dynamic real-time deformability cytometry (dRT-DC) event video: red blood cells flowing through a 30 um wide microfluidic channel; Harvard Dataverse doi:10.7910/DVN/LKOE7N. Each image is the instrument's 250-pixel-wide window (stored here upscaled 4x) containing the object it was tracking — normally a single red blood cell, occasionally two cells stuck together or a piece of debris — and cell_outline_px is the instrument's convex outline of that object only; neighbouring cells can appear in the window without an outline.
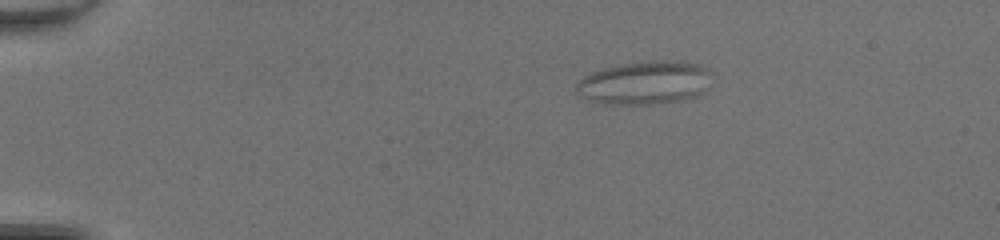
{"species": "common noctule bat (a hibernating species)", "species_latin": "Nyctalus noctula", "temperature_condition": "room temperature", "stored_images_in_passage": 41, "camera_frame_rate_fps": 3000, "um_per_image_px": 0.085, "animal": {"sex": "female", "body_mass_g": 20.0, "forearm_length_mm": 54.0}, "frame": {"image": 1, "passage_image": 1, "time_ms": 0.0, "image_size_px": [1000, 240], "cell_outline_px": [[716, 76], [708, 92], [684, 100], [660, 104], [608, 104], [592, 100], [580, 96], [576, 92], [576, 84], [584, 76], [592, 72], [604, 68], [620, 64], [648, 60], [680, 60], [700, 64], [708, 68]], "centroid_in_image_um": [54.96, 7.02], "position_along_channel_um": 30.0, "area_um2": 35.32}}
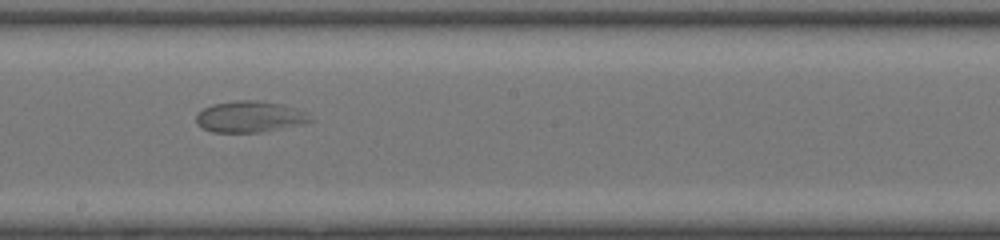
{"frame": {"image": 2, "passage_image": 21, "time_ms": 6.667, "image_size_px": [1000, 240], "cell_outline_px": [[312, 120], [300, 124], [260, 132], [212, 132], [196, 124], [196, 112], [212, 104], [236, 100], [260, 100], [280, 104], [296, 108], [308, 112], [312, 116]], "centroid_in_image_um": [21.21, 9.91], "position_along_channel_um": 227.0, "area_um2": 20.81}}
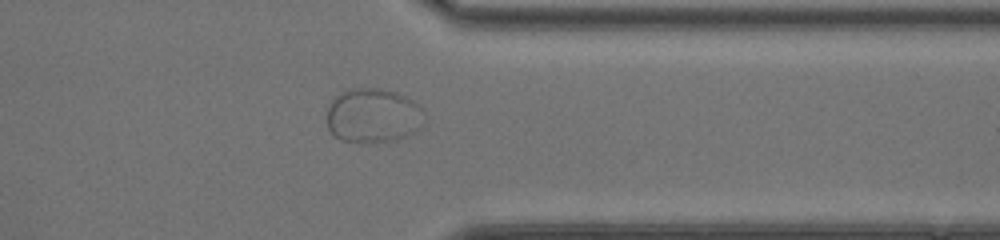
{"frame": {"image": 3, "passage_image": 32, "time_ms": 10.333, "image_size_px": [1000, 240], "cell_outline_px": [[424, 124], [416, 132], [396, 140], [340, 140], [332, 136], [328, 128], [328, 104], [340, 92], [348, 88], [380, 88], [396, 92], [420, 104], [424, 108]], "centroid_in_image_um": [31.74, 9.79], "position_along_channel_um": 379.7, "area_um2": 30.98}}